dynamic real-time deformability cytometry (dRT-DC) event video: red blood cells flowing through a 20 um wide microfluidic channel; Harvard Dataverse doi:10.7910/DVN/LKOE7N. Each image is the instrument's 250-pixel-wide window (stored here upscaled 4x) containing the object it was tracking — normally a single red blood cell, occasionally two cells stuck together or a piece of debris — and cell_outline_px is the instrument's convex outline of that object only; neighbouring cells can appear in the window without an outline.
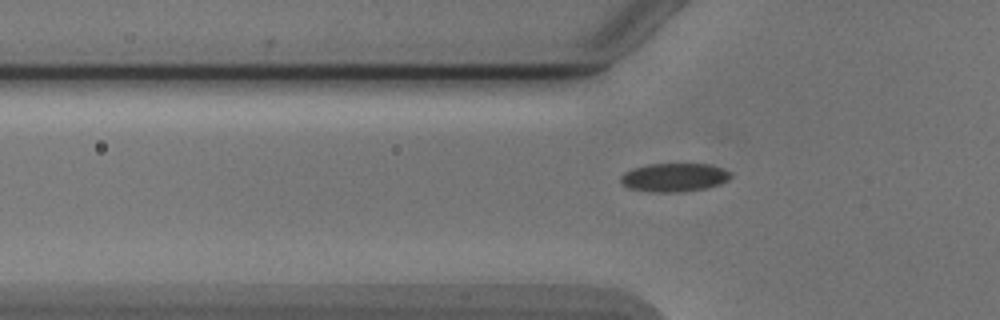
{"species": "Egyptian fruit bat (a non-hibernating species)", "species_latin": "Rousettus aegyptiacus", "temperature_condition": "cold", "stored_images_in_passage": 40, "camera_frame_rate_fps": 3000, "um_per_image_px": 0.085, "animal": {"sex": "male"}, "frame": {"image": 1, "passage_image": 6, "time_ms": 1.667, "image_size_px": [1000, 320], "cell_outline_px": [[732, 176], [728, 180], [720, 184], [708, 188], [680, 192], [656, 192], [628, 188], [620, 180], [620, 176], [624, 172], [648, 164], [708, 164], [724, 168]], "centroid_in_image_um": [57.33, 15.08], "position_along_channel_um": 68.5, "area_um2": 18.21}}
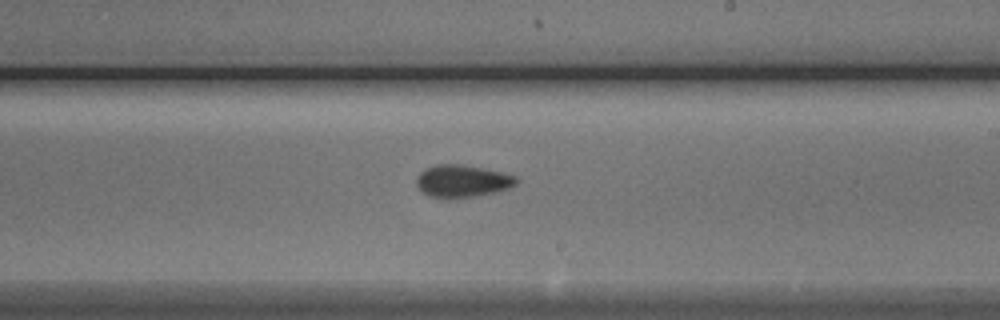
{"frame": {"image": 2, "passage_image": 20, "time_ms": 6.333, "image_size_px": [1000, 320], "cell_outline_px": [[516, 184], [508, 188], [496, 192], [456, 200], [448, 200], [428, 196], [420, 192], [416, 184], [416, 176], [420, 172], [436, 164], [456, 164], [504, 172], [516, 176]], "centroid_in_image_um": [39.24, 15.43], "position_along_channel_um": 249.8, "area_um2": 19.19}}
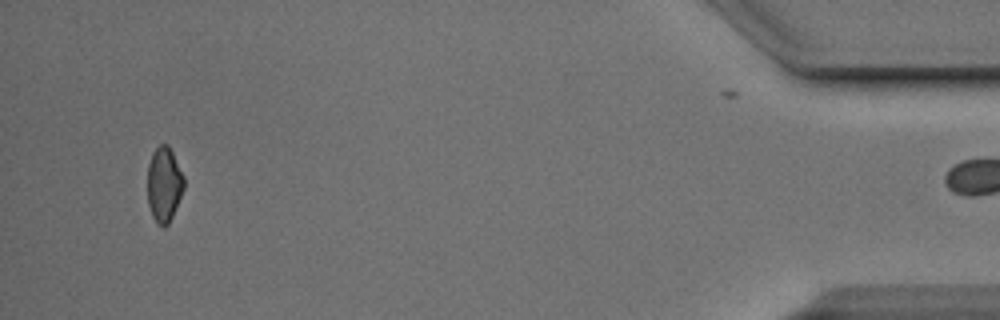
{"frame": {"image": 3, "passage_image": 39, "time_ms": 12.667, "image_size_px": [1000, 320], "cell_outline_px": [[184, 188], [176, 208], [168, 224], [164, 228], [156, 224], [152, 216], [148, 204], [148, 164], [152, 152], [160, 144], [168, 144], [184, 176]], "centroid_in_image_um": [13.94, 15.69], "position_along_channel_um": 421.3, "area_um2": 16.01}}